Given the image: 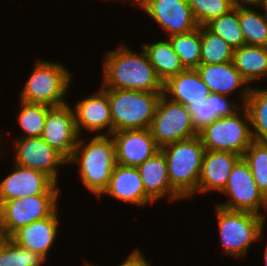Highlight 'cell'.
I'll return each instance as SVG.
<instances>
[{"label": "cell", "instance_id": "38", "mask_svg": "<svg viewBox=\"0 0 267 266\" xmlns=\"http://www.w3.org/2000/svg\"><path fill=\"white\" fill-rule=\"evenodd\" d=\"M256 7H258V9H262L264 14L267 16V0H260Z\"/></svg>", "mask_w": 267, "mask_h": 266}, {"label": "cell", "instance_id": "39", "mask_svg": "<svg viewBox=\"0 0 267 266\" xmlns=\"http://www.w3.org/2000/svg\"><path fill=\"white\" fill-rule=\"evenodd\" d=\"M3 135L2 134H0V159L2 158V157H4V155L6 156L7 154H5L3 151H2V149H1V145H2V137Z\"/></svg>", "mask_w": 267, "mask_h": 266}, {"label": "cell", "instance_id": "37", "mask_svg": "<svg viewBox=\"0 0 267 266\" xmlns=\"http://www.w3.org/2000/svg\"><path fill=\"white\" fill-rule=\"evenodd\" d=\"M260 0H232L235 6H257Z\"/></svg>", "mask_w": 267, "mask_h": 266}, {"label": "cell", "instance_id": "24", "mask_svg": "<svg viewBox=\"0 0 267 266\" xmlns=\"http://www.w3.org/2000/svg\"><path fill=\"white\" fill-rule=\"evenodd\" d=\"M140 48H143L145 51L150 64L155 69L156 75L162 83L185 70L179 56L174 52L169 38L166 40L161 39L151 44L144 42V44L140 45Z\"/></svg>", "mask_w": 267, "mask_h": 266}, {"label": "cell", "instance_id": "15", "mask_svg": "<svg viewBox=\"0 0 267 266\" xmlns=\"http://www.w3.org/2000/svg\"><path fill=\"white\" fill-rule=\"evenodd\" d=\"M41 138L67 160L72 156L79 135L75 127L74 111L69 103L52 107L48 111Z\"/></svg>", "mask_w": 267, "mask_h": 266}, {"label": "cell", "instance_id": "22", "mask_svg": "<svg viewBox=\"0 0 267 266\" xmlns=\"http://www.w3.org/2000/svg\"><path fill=\"white\" fill-rule=\"evenodd\" d=\"M210 93L196 69H185L163 83V94L184 106L199 103Z\"/></svg>", "mask_w": 267, "mask_h": 266}, {"label": "cell", "instance_id": "9", "mask_svg": "<svg viewBox=\"0 0 267 266\" xmlns=\"http://www.w3.org/2000/svg\"><path fill=\"white\" fill-rule=\"evenodd\" d=\"M149 129L160 148L198 136L187 106L170 100L163 93Z\"/></svg>", "mask_w": 267, "mask_h": 266}, {"label": "cell", "instance_id": "2", "mask_svg": "<svg viewBox=\"0 0 267 266\" xmlns=\"http://www.w3.org/2000/svg\"><path fill=\"white\" fill-rule=\"evenodd\" d=\"M87 142L79 136L77 145L67 163L79 165L82 183L99 197L109 184L116 165L115 144L111 135H96Z\"/></svg>", "mask_w": 267, "mask_h": 266}, {"label": "cell", "instance_id": "36", "mask_svg": "<svg viewBox=\"0 0 267 266\" xmlns=\"http://www.w3.org/2000/svg\"><path fill=\"white\" fill-rule=\"evenodd\" d=\"M11 241V235L0 227V254Z\"/></svg>", "mask_w": 267, "mask_h": 266}, {"label": "cell", "instance_id": "21", "mask_svg": "<svg viewBox=\"0 0 267 266\" xmlns=\"http://www.w3.org/2000/svg\"><path fill=\"white\" fill-rule=\"evenodd\" d=\"M146 194L156 203L166 197L169 201L183 199L172 187L168 177L165 155L160 150L137 167ZM168 196V197H167Z\"/></svg>", "mask_w": 267, "mask_h": 266}, {"label": "cell", "instance_id": "12", "mask_svg": "<svg viewBox=\"0 0 267 266\" xmlns=\"http://www.w3.org/2000/svg\"><path fill=\"white\" fill-rule=\"evenodd\" d=\"M135 7L141 8L165 31V39L199 27L188 0H140Z\"/></svg>", "mask_w": 267, "mask_h": 266}, {"label": "cell", "instance_id": "25", "mask_svg": "<svg viewBox=\"0 0 267 266\" xmlns=\"http://www.w3.org/2000/svg\"><path fill=\"white\" fill-rule=\"evenodd\" d=\"M232 62L248 84L267 77V47L245 44L233 50Z\"/></svg>", "mask_w": 267, "mask_h": 266}, {"label": "cell", "instance_id": "19", "mask_svg": "<svg viewBox=\"0 0 267 266\" xmlns=\"http://www.w3.org/2000/svg\"><path fill=\"white\" fill-rule=\"evenodd\" d=\"M58 210L50 217L20 227L11 235V240L24 249L37 252L48 258V252L58 236Z\"/></svg>", "mask_w": 267, "mask_h": 266}, {"label": "cell", "instance_id": "11", "mask_svg": "<svg viewBox=\"0 0 267 266\" xmlns=\"http://www.w3.org/2000/svg\"><path fill=\"white\" fill-rule=\"evenodd\" d=\"M14 139V163L42 172L58 184V168L68 165V160L41 137L17 136Z\"/></svg>", "mask_w": 267, "mask_h": 266}, {"label": "cell", "instance_id": "35", "mask_svg": "<svg viewBox=\"0 0 267 266\" xmlns=\"http://www.w3.org/2000/svg\"><path fill=\"white\" fill-rule=\"evenodd\" d=\"M84 266H98V265H94L87 261L85 262ZM119 266H150V263L147 260V257H144V254L141 253V250L137 248L134 249L133 252L131 251V253Z\"/></svg>", "mask_w": 267, "mask_h": 266}, {"label": "cell", "instance_id": "6", "mask_svg": "<svg viewBox=\"0 0 267 266\" xmlns=\"http://www.w3.org/2000/svg\"><path fill=\"white\" fill-rule=\"evenodd\" d=\"M162 93L108 89L112 133L150 128Z\"/></svg>", "mask_w": 267, "mask_h": 266}, {"label": "cell", "instance_id": "17", "mask_svg": "<svg viewBox=\"0 0 267 266\" xmlns=\"http://www.w3.org/2000/svg\"><path fill=\"white\" fill-rule=\"evenodd\" d=\"M110 196L124 203L147 206L154 201L146 194L137 167L116 164L107 188L98 197Z\"/></svg>", "mask_w": 267, "mask_h": 266}, {"label": "cell", "instance_id": "33", "mask_svg": "<svg viewBox=\"0 0 267 266\" xmlns=\"http://www.w3.org/2000/svg\"><path fill=\"white\" fill-rule=\"evenodd\" d=\"M188 3L199 26H205L235 8L232 0H188Z\"/></svg>", "mask_w": 267, "mask_h": 266}, {"label": "cell", "instance_id": "3", "mask_svg": "<svg viewBox=\"0 0 267 266\" xmlns=\"http://www.w3.org/2000/svg\"><path fill=\"white\" fill-rule=\"evenodd\" d=\"M160 150L165 155L171 187L184 200L195 197L206 151L200 137L179 140Z\"/></svg>", "mask_w": 267, "mask_h": 266}, {"label": "cell", "instance_id": "26", "mask_svg": "<svg viewBox=\"0 0 267 266\" xmlns=\"http://www.w3.org/2000/svg\"><path fill=\"white\" fill-rule=\"evenodd\" d=\"M244 106L250 117L253 140L267 142V89L251 86Z\"/></svg>", "mask_w": 267, "mask_h": 266}, {"label": "cell", "instance_id": "5", "mask_svg": "<svg viewBox=\"0 0 267 266\" xmlns=\"http://www.w3.org/2000/svg\"><path fill=\"white\" fill-rule=\"evenodd\" d=\"M216 219L222 249L233 258H243L252 244L262 240L266 217L252 212L232 211L216 205Z\"/></svg>", "mask_w": 267, "mask_h": 266}, {"label": "cell", "instance_id": "7", "mask_svg": "<svg viewBox=\"0 0 267 266\" xmlns=\"http://www.w3.org/2000/svg\"><path fill=\"white\" fill-rule=\"evenodd\" d=\"M198 136L206 150L233 152L241 157L254 141L250 117L244 105L232 115L217 118Z\"/></svg>", "mask_w": 267, "mask_h": 266}, {"label": "cell", "instance_id": "13", "mask_svg": "<svg viewBox=\"0 0 267 266\" xmlns=\"http://www.w3.org/2000/svg\"><path fill=\"white\" fill-rule=\"evenodd\" d=\"M44 193H61L59 185L49 176L18 164L0 181V205L7 200Z\"/></svg>", "mask_w": 267, "mask_h": 266}, {"label": "cell", "instance_id": "18", "mask_svg": "<svg viewBox=\"0 0 267 266\" xmlns=\"http://www.w3.org/2000/svg\"><path fill=\"white\" fill-rule=\"evenodd\" d=\"M196 70L211 93L231 97L229 95L240 88L241 91L238 90L241 98L239 105L245 104L251 85L241 76L232 61L214 65L200 64Z\"/></svg>", "mask_w": 267, "mask_h": 266}, {"label": "cell", "instance_id": "10", "mask_svg": "<svg viewBox=\"0 0 267 266\" xmlns=\"http://www.w3.org/2000/svg\"><path fill=\"white\" fill-rule=\"evenodd\" d=\"M59 194L44 193L4 201L0 205V227L12 235L20 227L52 216L58 210Z\"/></svg>", "mask_w": 267, "mask_h": 266}, {"label": "cell", "instance_id": "34", "mask_svg": "<svg viewBox=\"0 0 267 266\" xmlns=\"http://www.w3.org/2000/svg\"><path fill=\"white\" fill-rule=\"evenodd\" d=\"M47 259L16 245L12 240L0 254V266H43Z\"/></svg>", "mask_w": 267, "mask_h": 266}, {"label": "cell", "instance_id": "23", "mask_svg": "<svg viewBox=\"0 0 267 266\" xmlns=\"http://www.w3.org/2000/svg\"><path fill=\"white\" fill-rule=\"evenodd\" d=\"M242 106L228 96L210 93L203 101L188 105V112L197 133L213 123L217 118L229 116L237 112Z\"/></svg>", "mask_w": 267, "mask_h": 266}, {"label": "cell", "instance_id": "16", "mask_svg": "<svg viewBox=\"0 0 267 266\" xmlns=\"http://www.w3.org/2000/svg\"><path fill=\"white\" fill-rule=\"evenodd\" d=\"M111 136L115 144L116 164L121 166L138 167L160 151L149 128L117 131Z\"/></svg>", "mask_w": 267, "mask_h": 266}, {"label": "cell", "instance_id": "40", "mask_svg": "<svg viewBox=\"0 0 267 266\" xmlns=\"http://www.w3.org/2000/svg\"><path fill=\"white\" fill-rule=\"evenodd\" d=\"M264 264L267 266V243L264 248Z\"/></svg>", "mask_w": 267, "mask_h": 266}, {"label": "cell", "instance_id": "4", "mask_svg": "<svg viewBox=\"0 0 267 266\" xmlns=\"http://www.w3.org/2000/svg\"><path fill=\"white\" fill-rule=\"evenodd\" d=\"M32 71L20 91V100L50 107L68 103L65 97L69 92L73 73L63 63L38 58Z\"/></svg>", "mask_w": 267, "mask_h": 266}, {"label": "cell", "instance_id": "14", "mask_svg": "<svg viewBox=\"0 0 267 266\" xmlns=\"http://www.w3.org/2000/svg\"><path fill=\"white\" fill-rule=\"evenodd\" d=\"M98 90L99 91L93 93V95L81 98L80 101L75 104V107L73 106L75 127L79 136L82 135L81 132L83 130H87L89 134H112L108 89L100 87Z\"/></svg>", "mask_w": 267, "mask_h": 266}, {"label": "cell", "instance_id": "27", "mask_svg": "<svg viewBox=\"0 0 267 266\" xmlns=\"http://www.w3.org/2000/svg\"><path fill=\"white\" fill-rule=\"evenodd\" d=\"M253 7L239 6V25L245 44L267 47V16Z\"/></svg>", "mask_w": 267, "mask_h": 266}, {"label": "cell", "instance_id": "41", "mask_svg": "<svg viewBox=\"0 0 267 266\" xmlns=\"http://www.w3.org/2000/svg\"><path fill=\"white\" fill-rule=\"evenodd\" d=\"M112 1V0H110ZM114 1V0H113ZM115 1H120V0H115ZM121 1H124V0H121ZM140 0H130V2H132L131 4L134 3V6L139 2Z\"/></svg>", "mask_w": 267, "mask_h": 266}, {"label": "cell", "instance_id": "31", "mask_svg": "<svg viewBox=\"0 0 267 266\" xmlns=\"http://www.w3.org/2000/svg\"><path fill=\"white\" fill-rule=\"evenodd\" d=\"M205 27L212 33L222 37L233 49L245 45L242 30L239 25V6L229 13L208 22Z\"/></svg>", "mask_w": 267, "mask_h": 266}, {"label": "cell", "instance_id": "30", "mask_svg": "<svg viewBox=\"0 0 267 266\" xmlns=\"http://www.w3.org/2000/svg\"><path fill=\"white\" fill-rule=\"evenodd\" d=\"M20 109L16 122L24 132L19 137H41L45 126V118L52 108L44 104L28 103L20 100Z\"/></svg>", "mask_w": 267, "mask_h": 266}, {"label": "cell", "instance_id": "1", "mask_svg": "<svg viewBox=\"0 0 267 266\" xmlns=\"http://www.w3.org/2000/svg\"><path fill=\"white\" fill-rule=\"evenodd\" d=\"M135 53L124 42L104 55L102 88L163 93V83L156 75L143 50Z\"/></svg>", "mask_w": 267, "mask_h": 266}, {"label": "cell", "instance_id": "20", "mask_svg": "<svg viewBox=\"0 0 267 266\" xmlns=\"http://www.w3.org/2000/svg\"><path fill=\"white\" fill-rule=\"evenodd\" d=\"M241 158L233 152L206 150L201 166L197 194L209 191L221 192L227 183L233 166Z\"/></svg>", "mask_w": 267, "mask_h": 266}, {"label": "cell", "instance_id": "32", "mask_svg": "<svg viewBox=\"0 0 267 266\" xmlns=\"http://www.w3.org/2000/svg\"><path fill=\"white\" fill-rule=\"evenodd\" d=\"M257 187L267 198V142L253 141L243 155Z\"/></svg>", "mask_w": 267, "mask_h": 266}, {"label": "cell", "instance_id": "28", "mask_svg": "<svg viewBox=\"0 0 267 266\" xmlns=\"http://www.w3.org/2000/svg\"><path fill=\"white\" fill-rule=\"evenodd\" d=\"M168 38L185 69H196L200 65L201 26L193 31Z\"/></svg>", "mask_w": 267, "mask_h": 266}, {"label": "cell", "instance_id": "29", "mask_svg": "<svg viewBox=\"0 0 267 266\" xmlns=\"http://www.w3.org/2000/svg\"><path fill=\"white\" fill-rule=\"evenodd\" d=\"M233 48L220 36L201 26L200 64H222L233 60Z\"/></svg>", "mask_w": 267, "mask_h": 266}, {"label": "cell", "instance_id": "8", "mask_svg": "<svg viewBox=\"0 0 267 266\" xmlns=\"http://www.w3.org/2000/svg\"><path fill=\"white\" fill-rule=\"evenodd\" d=\"M227 201L217 206L232 210L245 211L266 217L262 209L267 212V198L257 187L248 163L241 157L233 166L225 188L221 191ZM261 211V212H260Z\"/></svg>", "mask_w": 267, "mask_h": 266}]
</instances>
